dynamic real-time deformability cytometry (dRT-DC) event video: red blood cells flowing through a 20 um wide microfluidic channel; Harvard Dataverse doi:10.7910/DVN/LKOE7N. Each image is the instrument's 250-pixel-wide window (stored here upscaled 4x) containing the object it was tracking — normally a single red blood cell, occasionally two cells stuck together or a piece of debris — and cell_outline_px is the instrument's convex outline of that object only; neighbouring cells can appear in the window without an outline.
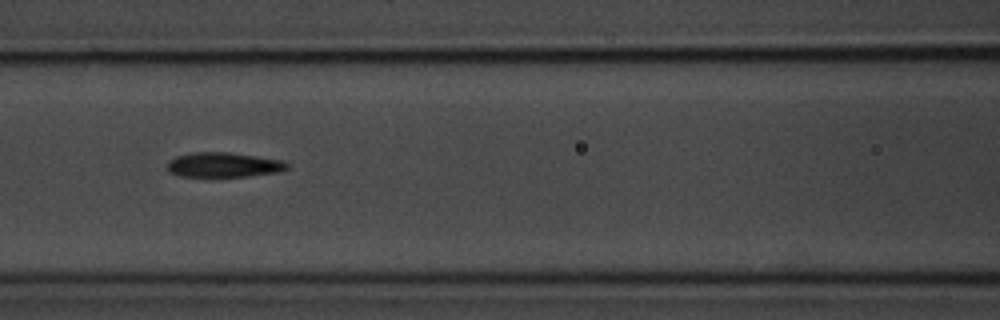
{"species": "common noctule bat (a hibernating species)", "species_latin": "Nyctalus noctula", "temperature_condition": "room temperature", "stored_images_in_passage": 16, "camera_frame_rate_fps": 3000, "um_per_image_px": 0.085, "animal": {"sex": "male", "body_mass_g": 20.1, "forearm_length_mm": 53.5}, "frame": {"image": 1, "passage_image": 7, "time_ms": 2.0, "image_size_px": [1000, 320], "cell_outline_px": [[288, 168], [276, 172], [248, 176], [180, 176], [172, 172], [168, 168], [168, 160], [176, 156], [192, 152], [228, 152], [284, 160], [288, 164]], "centroid_in_image_um": [19.01, 13.99], "position_along_channel_um": 147.6, "area_um2": 17.11}}
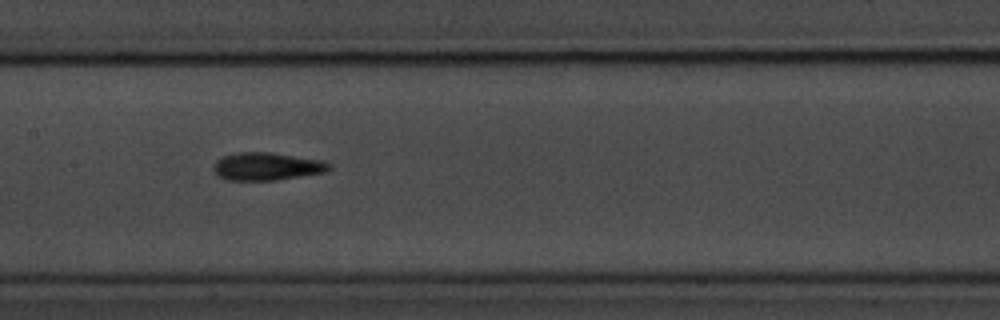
{"frame": {"image": 2, "passage_image": 10, "time_ms": 3.0, "image_size_px": [1000, 320], "cell_outline_px": [[332, 168], [328, 172], [276, 180], [228, 180], [220, 176], [212, 168], [216, 160], [224, 156], [236, 152], [268, 152], [324, 160], [332, 164]], "centroid_in_image_um": [22.74, 14.14], "position_along_channel_um": 184.7, "area_um2": 18.84}}
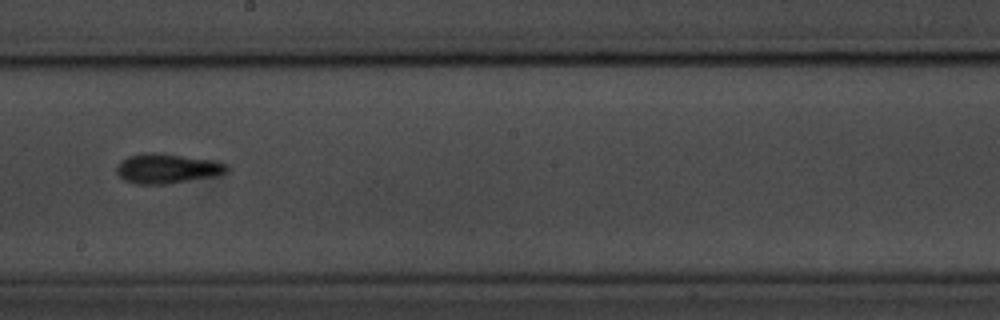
{"frame": {"image": 3, "passage_image": 14, "time_ms": 4.333, "image_size_px": [1000, 320], "cell_outline_px": [[228, 172], [220, 176], [168, 184], [136, 184], [124, 180], [116, 172], [116, 168], [120, 160], [128, 156], [148, 152], [152, 152], [212, 160], [228, 164]], "centroid_in_image_um": [14.23, 14.34], "position_along_channel_um": 234.0, "area_um2": 19.31}}